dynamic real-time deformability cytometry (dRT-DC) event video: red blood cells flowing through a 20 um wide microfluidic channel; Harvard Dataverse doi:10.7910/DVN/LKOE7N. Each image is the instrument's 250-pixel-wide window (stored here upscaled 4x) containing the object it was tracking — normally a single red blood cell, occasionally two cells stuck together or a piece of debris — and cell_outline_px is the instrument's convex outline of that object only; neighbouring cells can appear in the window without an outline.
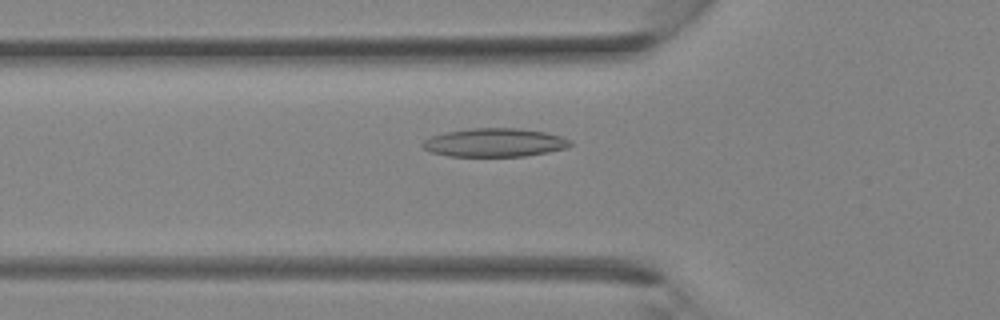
{"species": "Egyptian fruit bat (a non-hibernating species)", "species_latin": "Rousettus aegyptiacus", "temperature_condition": "room temperature", "stored_images_in_passage": 35, "camera_frame_rate_fps": 3000, "um_per_image_px": 0.085, "animal": {"sex": "female"}, "frame": {"image": 1, "passage_image": 12, "time_ms": 3.667, "image_size_px": [1000, 320], "cell_outline_px": [[572, 144], [564, 148], [548, 152], [524, 156], [448, 156], [428, 152], [420, 144], [424, 140], [432, 136], [448, 132], [472, 128], [520, 128], [544, 132], [560, 136], [572, 140]], "centroid_in_image_um": [42.02, 12.12], "position_along_channel_um": 83.8, "area_um2": 24.45}}
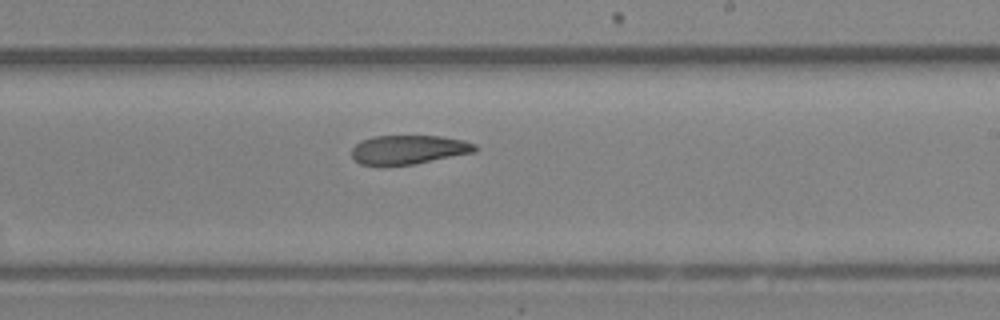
{"frame": {"image": 2, "passage_image": 21, "time_ms": 6.667, "image_size_px": [1000, 320], "cell_outline_px": [[476, 152], [416, 164], [384, 168], [380, 168], [360, 164], [352, 156], [352, 148], [360, 140], [376, 136], [440, 136], [464, 140], [476, 144]], "centroid_in_image_um": [34.69, 12.76], "position_along_channel_um": 254.3, "area_um2": 21.56}}
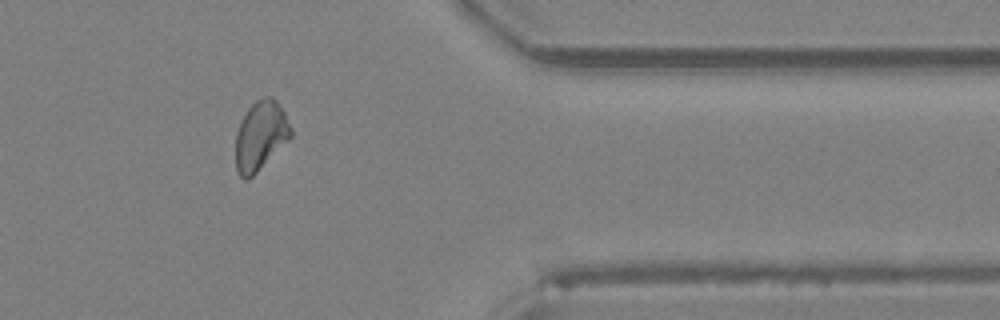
{"frame": {"image": 3, "passage_image": 29, "time_ms": 9.333, "image_size_px": [1000, 320], "cell_outline_px": [[292, 136], [248, 180], [244, 180], [236, 172], [236, 132], [248, 108], [256, 100], [264, 96], [272, 96], [276, 100], [284, 112], [292, 128]], "centroid_in_image_um": [22.14, 11.52], "position_along_channel_um": 389.3, "area_um2": 22.08}}